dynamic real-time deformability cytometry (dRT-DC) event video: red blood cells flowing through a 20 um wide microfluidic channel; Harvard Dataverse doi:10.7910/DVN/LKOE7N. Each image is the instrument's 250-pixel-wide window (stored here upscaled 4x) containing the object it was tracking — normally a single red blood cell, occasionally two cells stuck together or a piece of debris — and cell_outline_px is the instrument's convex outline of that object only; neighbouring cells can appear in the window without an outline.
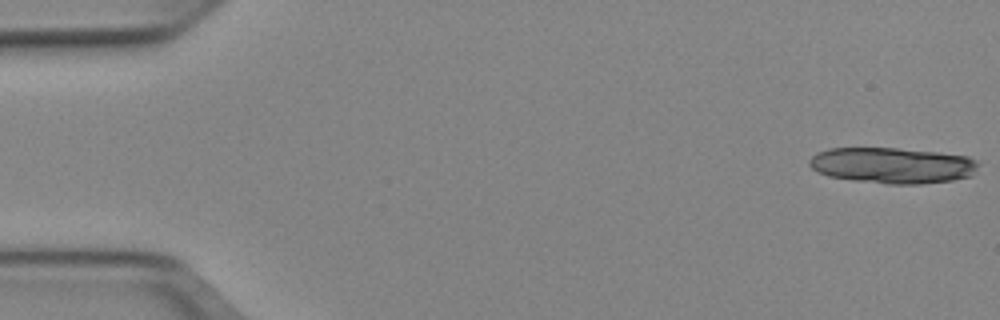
{"species": "Egyptian fruit bat (a non-hibernating species)", "species_latin": "Rousettus aegyptiacus", "temperature_condition": "cold", "stored_images_in_passage": 14, "camera_frame_rate_fps": 3000, "um_per_image_px": 0.085, "animal": {"sex": "female"}, "frame": {"image": 1, "passage_image": 1, "time_ms": 0.0, "image_size_px": [1000, 320], "cell_outline_px": [[980, 164], [972, 176], [952, 180], [924, 184], [888, 184], [852, 180], [828, 176], [816, 172], [808, 164], [808, 160], [816, 152], [828, 148], [896, 148], [936, 152], [968, 156], [976, 160]], "centroid_in_image_um": [75.84, 14.06], "position_along_channel_um": 9.2, "area_um2": 35.72}}